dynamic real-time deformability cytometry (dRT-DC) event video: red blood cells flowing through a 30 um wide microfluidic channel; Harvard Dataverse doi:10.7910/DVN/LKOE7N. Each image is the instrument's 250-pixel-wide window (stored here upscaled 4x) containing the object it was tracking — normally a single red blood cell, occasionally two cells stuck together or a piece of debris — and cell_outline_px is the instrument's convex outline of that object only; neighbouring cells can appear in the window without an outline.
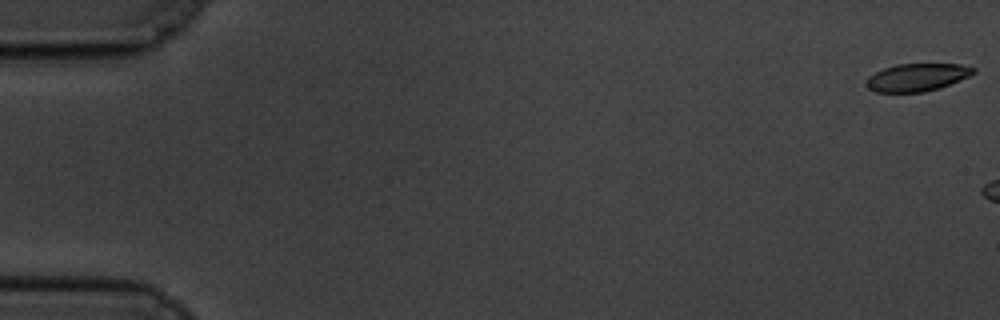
{"species": "common noctule bat (a hibernating species)", "species_latin": "Nyctalus noctula", "temperature_condition": "cold", "stored_images_in_passage": 6, "camera_frame_rate_fps": 3000, "um_per_image_px": 0.085, "animal": {"sex": "male", "body_mass_g": 19.5, "forearm_length_mm": 54.6}, "frame": {"image": 1, "passage_image": 1, "time_ms": 0.0, "image_size_px": [1000, 320], "cell_outline_px": [[976, 72], [968, 76], [940, 88], [924, 92], [876, 92], [868, 88], [864, 84], [868, 76], [884, 68], [896, 64], [960, 64], [976, 68]], "centroid_in_image_um": [77.92, 6.57], "position_along_channel_um": 7.1, "area_um2": 17.28}}